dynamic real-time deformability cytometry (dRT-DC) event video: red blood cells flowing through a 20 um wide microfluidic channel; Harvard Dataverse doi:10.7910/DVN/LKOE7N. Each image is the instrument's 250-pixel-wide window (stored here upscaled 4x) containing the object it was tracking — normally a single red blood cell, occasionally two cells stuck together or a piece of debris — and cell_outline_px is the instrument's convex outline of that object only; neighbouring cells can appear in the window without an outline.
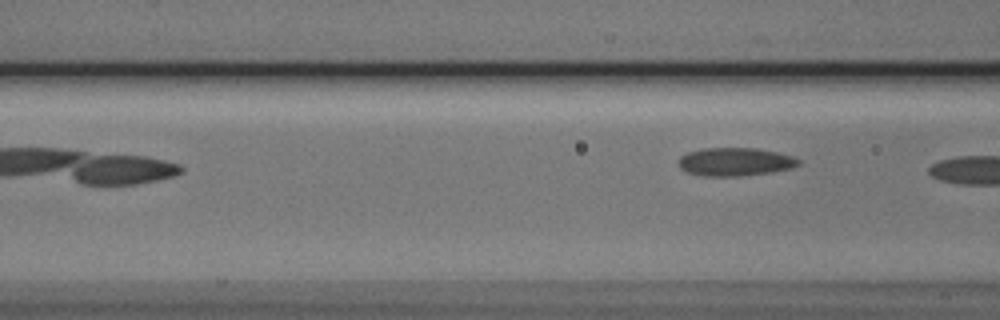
{"species": "Egyptian fruit bat (a non-hibernating species)", "species_latin": "Rousettus aegyptiacus", "temperature_condition": "cold", "stored_images_in_passage": 6, "camera_frame_rate_fps": 3000, "um_per_image_px": 0.085, "animal": {"sex": "male"}, "frame": {"image": 1, "passage_image": 6, "time_ms": 6.0, "image_size_px": [1000, 320], "cell_outline_px": [[800, 164], [788, 168], [772, 172], [740, 176], [700, 176], [684, 172], [680, 168], [680, 156], [688, 152], [704, 148], [756, 148], [776, 152], [792, 156], [800, 160]], "centroid_in_image_um": [62.45, 13.76], "position_along_channel_um": 104.2, "area_um2": 19.71}}